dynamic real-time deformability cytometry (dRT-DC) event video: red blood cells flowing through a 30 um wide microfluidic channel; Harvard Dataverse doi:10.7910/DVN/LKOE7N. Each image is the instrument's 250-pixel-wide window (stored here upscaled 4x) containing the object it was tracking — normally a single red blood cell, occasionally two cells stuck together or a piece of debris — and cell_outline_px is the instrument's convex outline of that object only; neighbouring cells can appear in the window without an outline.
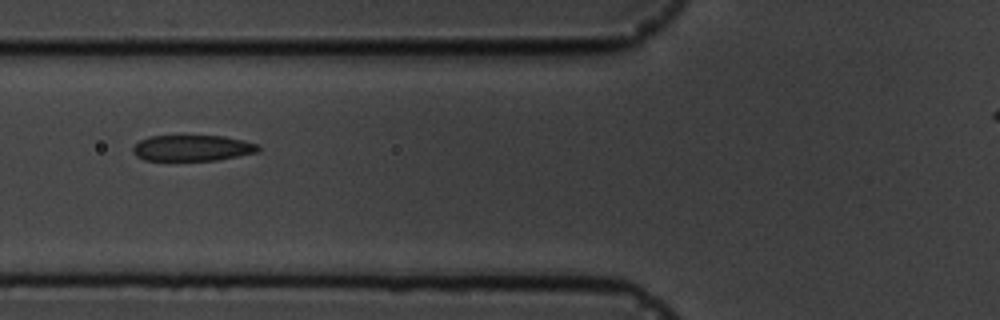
{"species": "common noctule bat (a hibernating species)", "species_latin": "Nyctalus noctula", "temperature_condition": "cold", "stored_images_in_passage": 6, "camera_frame_rate_fps": 3000, "um_per_image_px": 0.085, "animal": {"sex": "male", "body_mass_g": 19.5, "forearm_length_mm": 54.6}, "frame": {"image": 1, "passage_image": 4, "time_ms": 3.667, "image_size_px": [1000, 320], "cell_outline_px": [[260, 152], [216, 160], [144, 160], [136, 156], [132, 152], [132, 148], [140, 140], [148, 136], [224, 136], [244, 140], [260, 144]], "centroid_in_image_um": [16.38, 12.58], "position_along_channel_um": 109.4, "area_um2": 19.07}}
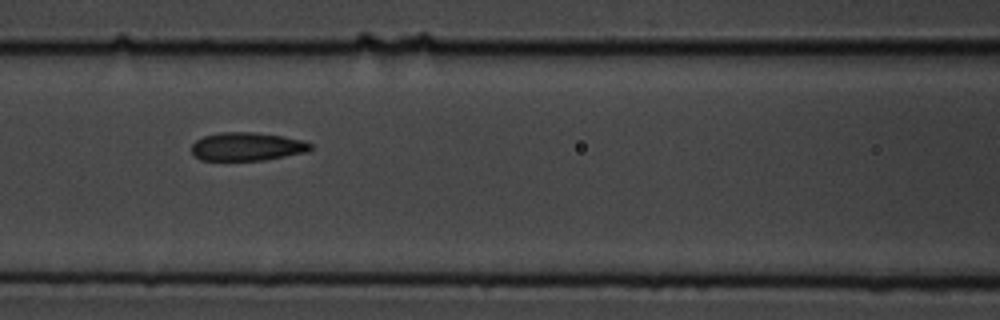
{"frame": {"image": 2, "passage_image": 5, "time_ms": 4.667, "image_size_px": [1000, 320], "cell_outline_px": [[312, 148], [308, 152], [264, 160], [200, 160], [192, 152], [192, 144], [196, 140], [204, 136], [220, 132], [252, 132], [284, 136], [300, 140], [312, 144]], "centroid_in_image_um": [21.0, 12.46], "position_along_channel_um": 145.6, "area_um2": 19.59}}
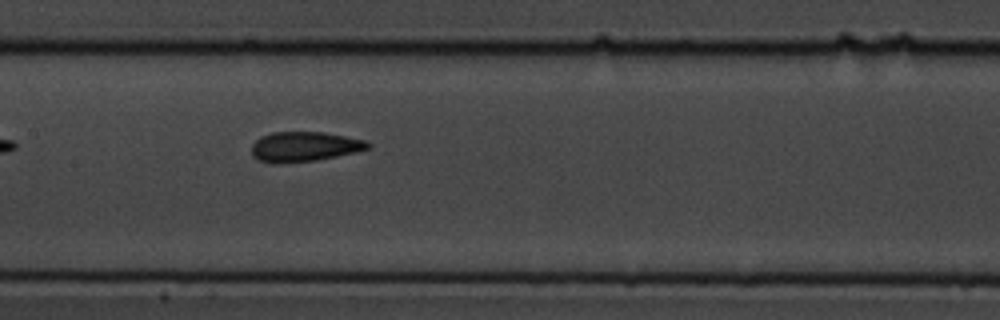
{"frame": {"image": 3, "passage_image": 6, "time_ms": 5.667, "image_size_px": [1000, 320], "cell_outline_px": [[372, 148], [316, 160], [280, 164], [272, 164], [260, 160], [252, 156], [252, 144], [260, 136], [272, 132], [324, 132], [364, 140], [372, 144]], "centroid_in_image_um": [25.84, 12.47], "position_along_channel_um": 181.6, "area_um2": 20.29}}